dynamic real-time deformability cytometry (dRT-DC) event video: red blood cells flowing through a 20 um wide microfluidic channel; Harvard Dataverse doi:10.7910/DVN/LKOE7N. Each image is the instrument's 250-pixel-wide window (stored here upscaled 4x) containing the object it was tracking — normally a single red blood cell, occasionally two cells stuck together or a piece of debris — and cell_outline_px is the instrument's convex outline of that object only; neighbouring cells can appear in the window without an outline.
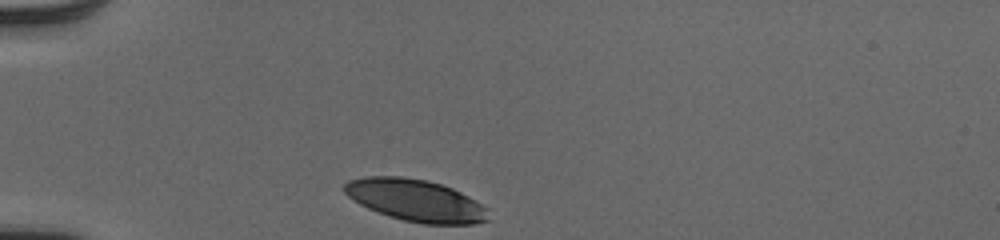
{"species": "human", "species_latin": "Homo sapiens", "temperature_condition": "cold", "stored_images_in_passage": 29, "camera_frame_rate_fps": 3000, "um_per_image_px": 0.085, "donor": {"sex": "male"}, "frame": {"image": 1, "passage_image": 1, "time_ms": 0.0, "image_size_px": [1000, 240], "cell_outline_px": [[492, 220], [472, 224], [424, 224], [404, 220], [388, 216], [368, 208], [360, 204], [348, 196], [344, 192], [344, 184], [348, 180], [368, 176], [400, 176], [424, 180], [440, 184], [452, 188], [468, 196], [488, 208]], "centroid_in_image_um": [35.37, 17.04], "position_along_channel_um": 49.6, "area_um2": 35.26}}
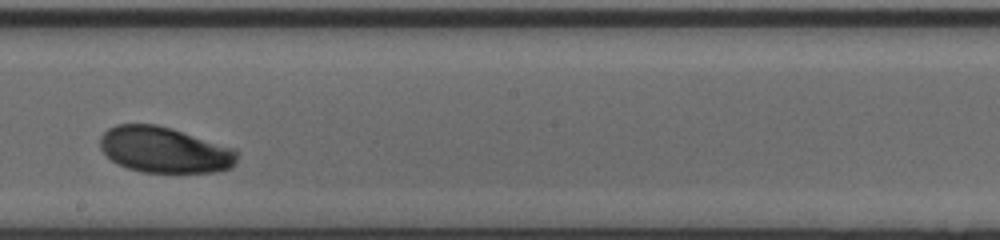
{"frame": {"image": 2, "passage_image": 17, "time_ms": 5.333, "image_size_px": [1000, 240], "cell_outline_px": [[236, 164], [232, 168], [216, 172], [140, 172], [116, 164], [100, 148], [100, 136], [108, 128], [116, 124], [156, 124], [172, 128], [236, 148]], "centroid_in_image_um": [13.99, 12.73], "position_along_channel_um": 234.2, "area_um2": 36.93}}
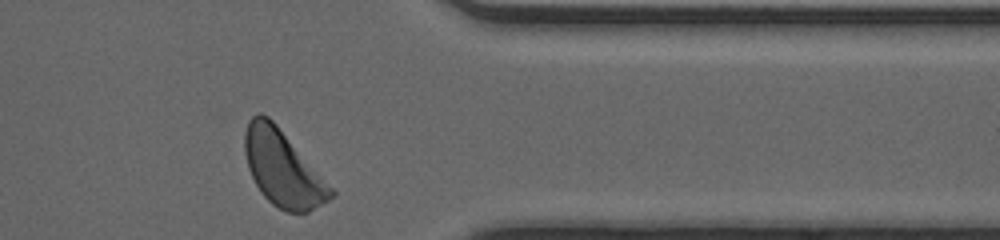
{"frame": {"image": 3, "passage_image": 29, "time_ms": 9.333, "image_size_px": [1000, 240], "cell_outline_px": [[336, 192], [328, 200], [308, 212], [288, 212], [272, 204], [260, 192], [248, 168], [244, 152], [244, 132], [248, 120], [256, 112], [260, 112], [268, 116], [276, 124]], "centroid_in_image_um": [23.99, 14.29], "position_along_channel_um": 387.4, "area_um2": 37.57}, "authors_computed_cell_mechanics": {"area_um2": 36.9342, "velocity_mm_per_s": 4.0256, "shape_relaxation_time_tau1_ms": 1.6438, "shape_relaxation_time_tau2_ms": null, "deformation_change_tau1": 0.0887, "deformation_change_tau2": null}}